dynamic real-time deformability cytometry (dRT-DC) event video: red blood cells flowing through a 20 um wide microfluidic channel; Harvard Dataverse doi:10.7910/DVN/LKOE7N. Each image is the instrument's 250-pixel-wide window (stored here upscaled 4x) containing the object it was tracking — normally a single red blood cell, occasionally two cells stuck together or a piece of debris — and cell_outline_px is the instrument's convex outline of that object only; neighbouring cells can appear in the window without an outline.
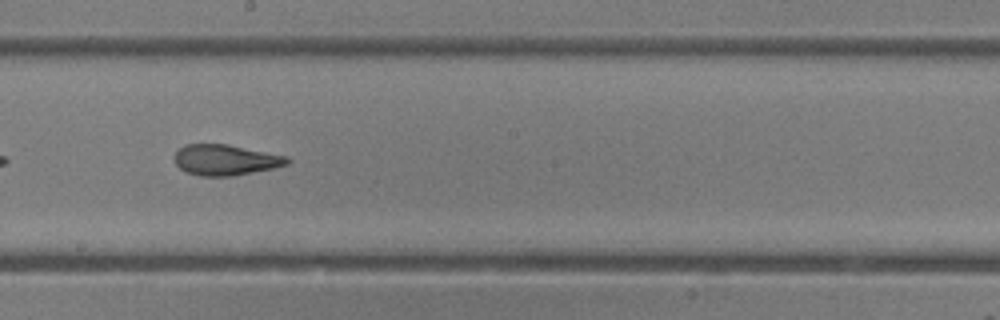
{"species": "common noctule bat (a hibernating species)", "species_latin": "Nyctalus noctula", "temperature_condition": "room temperature", "stored_images_in_passage": 40, "camera_frame_rate_fps": 3000, "um_per_image_px": 0.085, "animal": {"sex": "female"}, "frame": {"image": 1, "passage_image": 23, "time_ms": 7.333, "image_size_px": [1000, 320], "cell_outline_px": [[292, 160], [288, 164], [272, 168], [232, 176], [200, 176], [188, 172], [180, 168], [176, 164], [176, 152], [184, 144], [228, 144], [288, 156]], "centroid_in_image_um": [19.2, 13.58], "position_along_channel_um": 229.0, "area_um2": 20.06}}
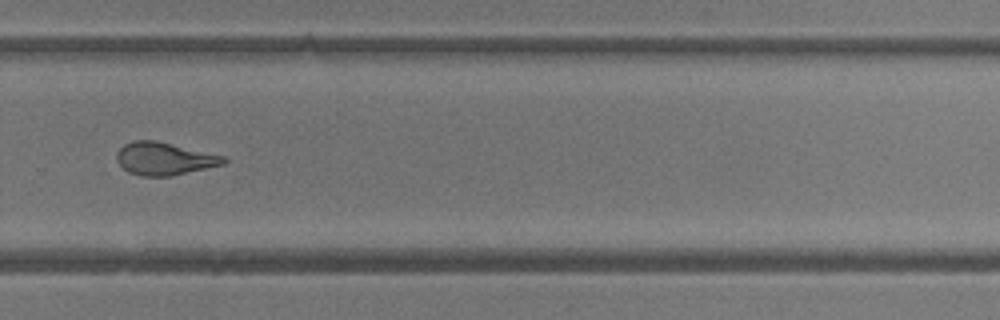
{"frame": {"image": 2, "passage_image": 29, "time_ms": 9.333, "image_size_px": [1000, 320], "cell_outline_px": [[228, 160], [224, 164], [172, 176], [140, 176], [128, 172], [116, 160], [116, 152], [124, 144], [132, 140], [156, 140], [224, 156]], "centroid_in_image_um": [13.94, 13.48], "position_along_channel_um": 315.9, "area_um2": 20.4}, "authors_computed_cell_mechanics": {"area_um2": 21.7617, "velocity_mm_per_s": 4.3652, "shape_relaxation_time_tau1_ms": 9.5162, "shape_relaxation_time_tau2_ms": 1.6915, "deformation_change_tau1": 0.2486, "deformation_change_tau2": 0.0951}}